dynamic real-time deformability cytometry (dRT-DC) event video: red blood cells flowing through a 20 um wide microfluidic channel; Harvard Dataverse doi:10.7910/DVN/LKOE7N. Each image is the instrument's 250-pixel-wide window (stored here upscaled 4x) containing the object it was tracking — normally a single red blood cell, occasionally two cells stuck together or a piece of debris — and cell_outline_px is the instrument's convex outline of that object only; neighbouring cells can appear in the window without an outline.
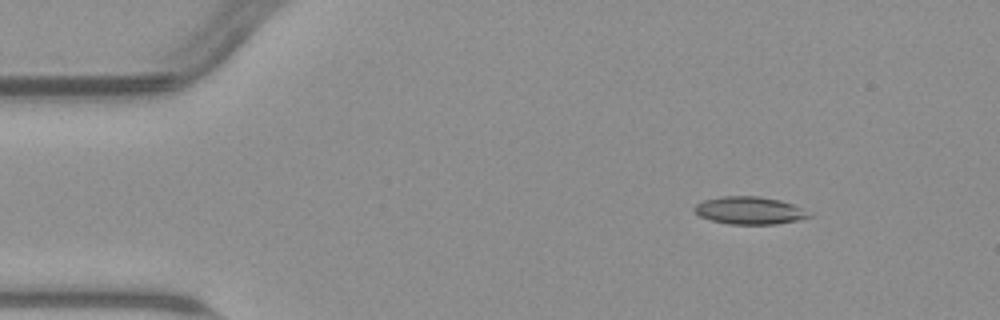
{"species": "common noctule bat (a hibernating species)", "species_latin": "Nyctalus noctula", "temperature_condition": "warm", "stored_images_in_passage": 4, "camera_frame_rate_fps": 3000, "um_per_image_px": 0.085, "animal": {"sex": "male", "body_mass_g": 23.1, "forearm_length_mm": 52.7}, "frame": {"image": 1, "passage_image": 2, "time_ms": 1.333, "image_size_px": [1000, 320], "cell_outline_px": [[812, 216], [796, 220], [776, 224], [728, 224], [712, 220], [700, 216], [692, 208], [696, 204], [704, 200], [720, 196], [756, 196], [780, 200], [792, 204], [800, 208]], "centroid_in_image_um": [63.65, 17.88], "position_along_channel_um": 21.3, "area_um2": 18.15}}
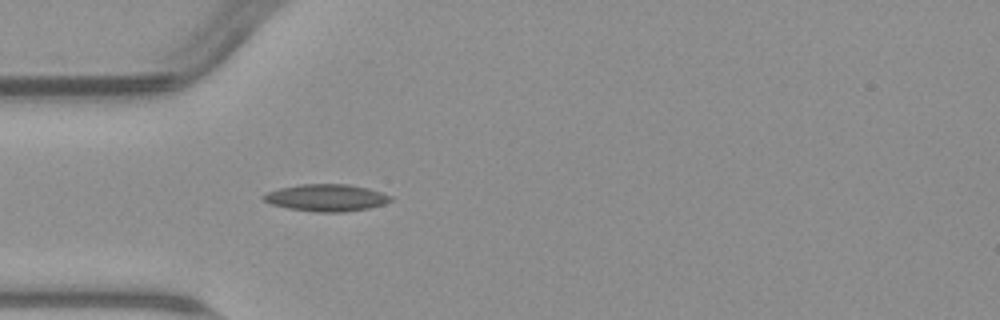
{"frame": {"image": 2, "passage_image": 4, "time_ms": 4.333, "image_size_px": [1000, 320], "cell_outline_px": [[392, 200], [384, 204], [368, 208], [344, 212], [316, 212], [288, 208], [272, 204], [264, 200], [260, 196], [268, 192], [280, 188], [300, 184], [348, 184], [368, 188], [392, 196]], "centroid_in_image_um": [27.74, 16.8], "position_along_channel_um": 57.3, "area_um2": 19.94}}